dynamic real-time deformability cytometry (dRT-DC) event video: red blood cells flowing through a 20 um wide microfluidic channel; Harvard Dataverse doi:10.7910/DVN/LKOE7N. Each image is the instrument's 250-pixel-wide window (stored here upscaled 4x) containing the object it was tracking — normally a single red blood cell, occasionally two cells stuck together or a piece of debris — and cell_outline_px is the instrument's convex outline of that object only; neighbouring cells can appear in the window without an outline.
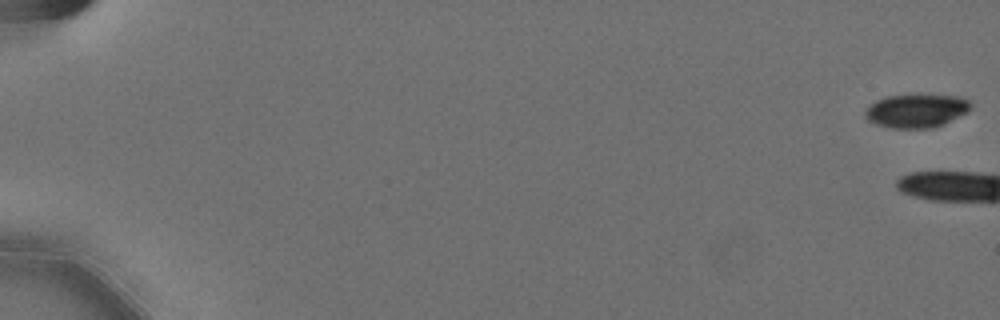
{"species": "Egyptian fruit bat (a non-hibernating species)", "species_latin": "Rousettus aegyptiacus", "temperature_condition": "cold", "stored_images_in_passage": 3, "camera_frame_rate_fps": 3000, "um_per_image_px": 0.085, "animal": {"sex": "female"}, "frame": {"image": 1, "passage_image": 1, "time_ms": 0.0, "image_size_px": [1000, 320], "cell_outline_px": [[972, 108], [968, 112], [944, 124], [932, 128], [888, 128], [876, 124], [868, 120], [864, 116], [864, 112], [868, 104], [876, 100], [888, 96], [960, 96], [968, 100], [972, 104]], "centroid_in_image_um": [77.88, 9.44], "position_along_channel_um": 7.1, "area_um2": 20.58}}